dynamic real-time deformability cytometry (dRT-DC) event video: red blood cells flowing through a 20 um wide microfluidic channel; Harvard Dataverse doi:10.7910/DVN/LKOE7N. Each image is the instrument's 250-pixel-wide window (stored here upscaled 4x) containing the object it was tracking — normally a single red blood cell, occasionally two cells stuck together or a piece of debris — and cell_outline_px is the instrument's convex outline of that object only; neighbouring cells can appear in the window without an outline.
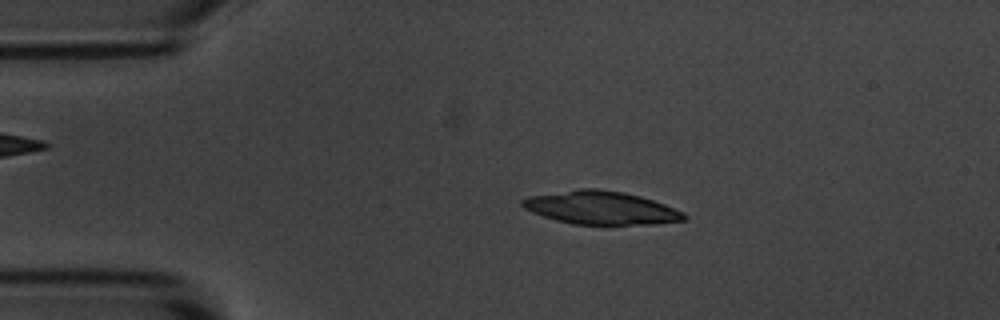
{"species": "common noctule bat (a hibernating species)", "species_latin": "Nyctalus noctula", "temperature_condition": "room temperature", "stored_images_in_passage": 52, "camera_frame_rate_fps": 3000, "um_per_image_px": 0.085, "animal": {"sex": "male", "body_mass_g": 20.1, "forearm_length_mm": 53.5}, "frame": {"image": 1, "passage_image": 9, "time_ms": 2.667, "image_size_px": [1000, 320], "cell_outline_px": [[688, 216], [684, 220], [656, 224], [572, 224], [556, 220], [532, 212], [524, 208], [520, 204], [520, 200], [528, 196], [580, 188], [596, 188], [624, 192], [640, 196], [664, 204], [684, 212]], "centroid_in_image_um": [51.07, 17.65], "position_along_channel_um": 33.9, "area_um2": 31.27}}